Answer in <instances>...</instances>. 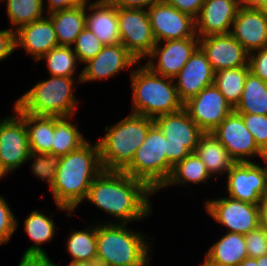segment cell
<instances>
[{
  "instance_id": "cell-5",
  "label": "cell",
  "mask_w": 267,
  "mask_h": 266,
  "mask_svg": "<svg viewBox=\"0 0 267 266\" xmlns=\"http://www.w3.org/2000/svg\"><path fill=\"white\" fill-rule=\"evenodd\" d=\"M153 124L154 119L129 112L120 121L107 125L105 135L98 141L103 169L124 172Z\"/></svg>"
},
{
  "instance_id": "cell-12",
  "label": "cell",
  "mask_w": 267,
  "mask_h": 266,
  "mask_svg": "<svg viewBox=\"0 0 267 266\" xmlns=\"http://www.w3.org/2000/svg\"><path fill=\"white\" fill-rule=\"evenodd\" d=\"M212 133L228 150L235 162H257L259 158L267 159V155L257 146L253 135L245 126L241 114L234 110Z\"/></svg>"
},
{
  "instance_id": "cell-55",
  "label": "cell",
  "mask_w": 267,
  "mask_h": 266,
  "mask_svg": "<svg viewBox=\"0 0 267 266\" xmlns=\"http://www.w3.org/2000/svg\"><path fill=\"white\" fill-rule=\"evenodd\" d=\"M87 1H92V0H87ZM94 1H104V2H109L110 0H94Z\"/></svg>"
},
{
  "instance_id": "cell-36",
  "label": "cell",
  "mask_w": 267,
  "mask_h": 266,
  "mask_svg": "<svg viewBox=\"0 0 267 266\" xmlns=\"http://www.w3.org/2000/svg\"><path fill=\"white\" fill-rule=\"evenodd\" d=\"M61 157V155L54 153L31 152L25 164L30 162L29 167L32 175L38 180L46 182L50 189L54 183L56 170L60 165Z\"/></svg>"
},
{
  "instance_id": "cell-34",
  "label": "cell",
  "mask_w": 267,
  "mask_h": 266,
  "mask_svg": "<svg viewBox=\"0 0 267 266\" xmlns=\"http://www.w3.org/2000/svg\"><path fill=\"white\" fill-rule=\"evenodd\" d=\"M40 61H46L49 76L81 77V70L79 73L77 70L79 62L71 46H57L37 60Z\"/></svg>"
},
{
  "instance_id": "cell-45",
  "label": "cell",
  "mask_w": 267,
  "mask_h": 266,
  "mask_svg": "<svg viewBox=\"0 0 267 266\" xmlns=\"http://www.w3.org/2000/svg\"><path fill=\"white\" fill-rule=\"evenodd\" d=\"M17 266H58L49 255H22Z\"/></svg>"
},
{
  "instance_id": "cell-3",
  "label": "cell",
  "mask_w": 267,
  "mask_h": 266,
  "mask_svg": "<svg viewBox=\"0 0 267 266\" xmlns=\"http://www.w3.org/2000/svg\"><path fill=\"white\" fill-rule=\"evenodd\" d=\"M128 225L96 220V261L101 266H148L154 248L151 236Z\"/></svg>"
},
{
  "instance_id": "cell-37",
  "label": "cell",
  "mask_w": 267,
  "mask_h": 266,
  "mask_svg": "<svg viewBox=\"0 0 267 266\" xmlns=\"http://www.w3.org/2000/svg\"><path fill=\"white\" fill-rule=\"evenodd\" d=\"M104 46L94 33L85 27L71 47L79 64L83 66V64L93 59Z\"/></svg>"
},
{
  "instance_id": "cell-11",
  "label": "cell",
  "mask_w": 267,
  "mask_h": 266,
  "mask_svg": "<svg viewBox=\"0 0 267 266\" xmlns=\"http://www.w3.org/2000/svg\"><path fill=\"white\" fill-rule=\"evenodd\" d=\"M117 17L121 44L143 63L156 45L147 9L117 8Z\"/></svg>"
},
{
  "instance_id": "cell-53",
  "label": "cell",
  "mask_w": 267,
  "mask_h": 266,
  "mask_svg": "<svg viewBox=\"0 0 267 266\" xmlns=\"http://www.w3.org/2000/svg\"><path fill=\"white\" fill-rule=\"evenodd\" d=\"M258 10L262 11L267 15V0H264L262 5L258 8Z\"/></svg>"
},
{
  "instance_id": "cell-39",
  "label": "cell",
  "mask_w": 267,
  "mask_h": 266,
  "mask_svg": "<svg viewBox=\"0 0 267 266\" xmlns=\"http://www.w3.org/2000/svg\"><path fill=\"white\" fill-rule=\"evenodd\" d=\"M241 114L245 126L253 135L257 146L267 155V115Z\"/></svg>"
},
{
  "instance_id": "cell-15",
  "label": "cell",
  "mask_w": 267,
  "mask_h": 266,
  "mask_svg": "<svg viewBox=\"0 0 267 266\" xmlns=\"http://www.w3.org/2000/svg\"><path fill=\"white\" fill-rule=\"evenodd\" d=\"M189 117L205 132H212L234 109L212 84L183 103Z\"/></svg>"
},
{
  "instance_id": "cell-14",
  "label": "cell",
  "mask_w": 267,
  "mask_h": 266,
  "mask_svg": "<svg viewBox=\"0 0 267 266\" xmlns=\"http://www.w3.org/2000/svg\"><path fill=\"white\" fill-rule=\"evenodd\" d=\"M139 61L119 43L106 45L91 60L86 62L81 69V83L104 81L111 79L125 70H129V76ZM132 69V70H131Z\"/></svg>"
},
{
  "instance_id": "cell-26",
  "label": "cell",
  "mask_w": 267,
  "mask_h": 266,
  "mask_svg": "<svg viewBox=\"0 0 267 266\" xmlns=\"http://www.w3.org/2000/svg\"><path fill=\"white\" fill-rule=\"evenodd\" d=\"M46 16L53 24L59 46H72L77 36L86 27L85 4L53 11Z\"/></svg>"
},
{
  "instance_id": "cell-51",
  "label": "cell",
  "mask_w": 267,
  "mask_h": 266,
  "mask_svg": "<svg viewBox=\"0 0 267 266\" xmlns=\"http://www.w3.org/2000/svg\"><path fill=\"white\" fill-rule=\"evenodd\" d=\"M199 266H225L222 264H218L213 262L212 260L208 259L206 256L204 257V261L201 263L199 262Z\"/></svg>"
},
{
  "instance_id": "cell-35",
  "label": "cell",
  "mask_w": 267,
  "mask_h": 266,
  "mask_svg": "<svg viewBox=\"0 0 267 266\" xmlns=\"http://www.w3.org/2000/svg\"><path fill=\"white\" fill-rule=\"evenodd\" d=\"M249 66L224 69L215 72L214 85L234 109L239 103Z\"/></svg>"
},
{
  "instance_id": "cell-18",
  "label": "cell",
  "mask_w": 267,
  "mask_h": 266,
  "mask_svg": "<svg viewBox=\"0 0 267 266\" xmlns=\"http://www.w3.org/2000/svg\"><path fill=\"white\" fill-rule=\"evenodd\" d=\"M199 47L215 72L248 65L249 53L231 33L200 37Z\"/></svg>"
},
{
  "instance_id": "cell-20",
  "label": "cell",
  "mask_w": 267,
  "mask_h": 266,
  "mask_svg": "<svg viewBox=\"0 0 267 266\" xmlns=\"http://www.w3.org/2000/svg\"><path fill=\"white\" fill-rule=\"evenodd\" d=\"M239 8V0H204L195 18V32L200 37L230 33Z\"/></svg>"
},
{
  "instance_id": "cell-21",
  "label": "cell",
  "mask_w": 267,
  "mask_h": 266,
  "mask_svg": "<svg viewBox=\"0 0 267 266\" xmlns=\"http://www.w3.org/2000/svg\"><path fill=\"white\" fill-rule=\"evenodd\" d=\"M230 33L249 54L267 47V15L239 7Z\"/></svg>"
},
{
  "instance_id": "cell-25",
  "label": "cell",
  "mask_w": 267,
  "mask_h": 266,
  "mask_svg": "<svg viewBox=\"0 0 267 266\" xmlns=\"http://www.w3.org/2000/svg\"><path fill=\"white\" fill-rule=\"evenodd\" d=\"M195 153L205 164L212 178H218L219 176L223 178L235 163L228 150L212 132L204 133L200 137Z\"/></svg>"
},
{
  "instance_id": "cell-32",
  "label": "cell",
  "mask_w": 267,
  "mask_h": 266,
  "mask_svg": "<svg viewBox=\"0 0 267 266\" xmlns=\"http://www.w3.org/2000/svg\"><path fill=\"white\" fill-rule=\"evenodd\" d=\"M234 111L267 115V82L249 72L245 79L241 99Z\"/></svg>"
},
{
  "instance_id": "cell-29",
  "label": "cell",
  "mask_w": 267,
  "mask_h": 266,
  "mask_svg": "<svg viewBox=\"0 0 267 266\" xmlns=\"http://www.w3.org/2000/svg\"><path fill=\"white\" fill-rule=\"evenodd\" d=\"M213 178L208 173L205 164L198 157V155L193 152L187 155L183 160L177 163L171 172V175L163 187L159 190L169 189L170 187H184L189 188L192 185L198 184H209L208 180ZM191 183V184H190Z\"/></svg>"
},
{
  "instance_id": "cell-31",
  "label": "cell",
  "mask_w": 267,
  "mask_h": 266,
  "mask_svg": "<svg viewBox=\"0 0 267 266\" xmlns=\"http://www.w3.org/2000/svg\"><path fill=\"white\" fill-rule=\"evenodd\" d=\"M87 226L81 230L71 228L65 240L66 251L71 256L70 261H96L97 259L96 221Z\"/></svg>"
},
{
  "instance_id": "cell-16",
  "label": "cell",
  "mask_w": 267,
  "mask_h": 266,
  "mask_svg": "<svg viewBox=\"0 0 267 266\" xmlns=\"http://www.w3.org/2000/svg\"><path fill=\"white\" fill-rule=\"evenodd\" d=\"M154 39L157 42L194 37L195 18L163 0L147 9Z\"/></svg>"
},
{
  "instance_id": "cell-7",
  "label": "cell",
  "mask_w": 267,
  "mask_h": 266,
  "mask_svg": "<svg viewBox=\"0 0 267 266\" xmlns=\"http://www.w3.org/2000/svg\"><path fill=\"white\" fill-rule=\"evenodd\" d=\"M166 138L154 123L137 149L133 162L124 171L132 178L143 181L154 193L169 179L173 166L166 157Z\"/></svg>"
},
{
  "instance_id": "cell-1",
  "label": "cell",
  "mask_w": 267,
  "mask_h": 266,
  "mask_svg": "<svg viewBox=\"0 0 267 266\" xmlns=\"http://www.w3.org/2000/svg\"><path fill=\"white\" fill-rule=\"evenodd\" d=\"M155 194L143 181L125 172L103 170L92 181L84 203L89 202L112 218L100 223L132 224L152 215L150 198Z\"/></svg>"
},
{
  "instance_id": "cell-44",
  "label": "cell",
  "mask_w": 267,
  "mask_h": 266,
  "mask_svg": "<svg viewBox=\"0 0 267 266\" xmlns=\"http://www.w3.org/2000/svg\"><path fill=\"white\" fill-rule=\"evenodd\" d=\"M86 2L87 0H43V7L45 13L48 14L57 10L75 8L85 4Z\"/></svg>"
},
{
  "instance_id": "cell-4",
  "label": "cell",
  "mask_w": 267,
  "mask_h": 266,
  "mask_svg": "<svg viewBox=\"0 0 267 266\" xmlns=\"http://www.w3.org/2000/svg\"><path fill=\"white\" fill-rule=\"evenodd\" d=\"M131 112L155 119L183 108L172 78L154 73L139 62L129 77Z\"/></svg>"
},
{
  "instance_id": "cell-50",
  "label": "cell",
  "mask_w": 267,
  "mask_h": 266,
  "mask_svg": "<svg viewBox=\"0 0 267 266\" xmlns=\"http://www.w3.org/2000/svg\"><path fill=\"white\" fill-rule=\"evenodd\" d=\"M238 266H258L256 258H245Z\"/></svg>"
},
{
  "instance_id": "cell-48",
  "label": "cell",
  "mask_w": 267,
  "mask_h": 266,
  "mask_svg": "<svg viewBox=\"0 0 267 266\" xmlns=\"http://www.w3.org/2000/svg\"><path fill=\"white\" fill-rule=\"evenodd\" d=\"M264 0H239V7L245 9H258Z\"/></svg>"
},
{
  "instance_id": "cell-17",
  "label": "cell",
  "mask_w": 267,
  "mask_h": 266,
  "mask_svg": "<svg viewBox=\"0 0 267 266\" xmlns=\"http://www.w3.org/2000/svg\"><path fill=\"white\" fill-rule=\"evenodd\" d=\"M198 46L197 35L180 40L157 42L144 64L154 73L173 79Z\"/></svg>"
},
{
  "instance_id": "cell-24",
  "label": "cell",
  "mask_w": 267,
  "mask_h": 266,
  "mask_svg": "<svg viewBox=\"0 0 267 266\" xmlns=\"http://www.w3.org/2000/svg\"><path fill=\"white\" fill-rule=\"evenodd\" d=\"M46 211L32 210L28 213L24 220V231L27 234L32 245L27 247L22 255H48L42 245L51 242L55 238L57 232L56 224L54 223L55 213L48 215Z\"/></svg>"
},
{
  "instance_id": "cell-22",
  "label": "cell",
  "mask_w": 267,
  "mask_h": 266,
  "mask_svg": "<svg viewBox=\"0 0 267 266\" xmlns=\"http://www.w3.org/2000/svg\"><path fill=\"white\" fill-rule=\"evenodd\" d=\"M15 43L16 50H24L35 64L44 54L59 46L53 24L47 16L15 31Z\"/></svg>"
},
{
  "instance_id": "cell-41",
  "label": "cell",
  "mask_w": 267,
  "mask_h": 266,
  "mask_svg": "<svg viewBox=\"0 0 267 266\" xmlns=\"http://www.w3.org/2000/svg\"><path fill=\"white\" fill-rule=\"evenodd\" d=\"M248 66L253 75L267 82V47L250 53Z\"/></svg>"
},
{
  "instance_id": "cell-28",
  "label": "cell",
  "mask_w": 267,
  "mask_h": 266,
  "mask_svg": "<svg viewBox=\"0 0 267 266\" xmlns=\"http://www.w3.org/2000/svg\"><path fill=\"white\" fill-rule=\"evenodd\" d=\"M204 256L218 264L238 266L248 257L245 236L226 232L211 244Z\"/></svg>"
},
{
  "instance_id": "cell-19",
  "label": "cell",
  "mask_w": 267,
  "mask_h": 266,
  "mask_svg": "<svg viewBox=\"0 0 267 266\" xmlns=\"http://www.w3.org/2000/svg\"><path fill=\"white\" fill-rule=\"evenodd\" d=\"M215 71L198 46L180 72L173 78L179 99L185 103L205 87L214 84Z\"/></svg>"
},
{
  "instance_id": "cell-54",
  "label": "cell",
  "mask_w": 267,
  "mask_h": 266,
  "mask_svg": "<svg viewBox=\"0 0 267 266\" xmlns=\"http://www.w3.org/2000/svg\"><path fill=\"white\" fill-rule=\"evenodd\" d=\"M9 176L8 173L5 171V169L2 167L0 162V180H2L3 177Z\"/></svg>"
},
{
  "instance_id": "cell-47",
  "label": "cell",
  "mask_w": 267,
  "mask_h": 266,
  "mask_svg": "<svg viewBox=\"0 0 267 266\" xmlns=\"http://www.w3.org/2000/svg\"><path fill=\"white\" fill-rule=\"evenodd\" d=\"M260 227L267 231V198L264 197L258 205Z\"/></svg>"
},
{
  "instance_id": "cell-33",
  "label": "cell",
  "mask_w": 267,
  "mask_h": 266,
  "mask_svg": "<svg viewBox=\"0 0 267 266\" xmlns=\"http://www.w3.org/2000/svg\"><path fill=\"white\" fill-rule=\"evenodd\" d=\"M1 2H5V15L10 21L9 29L14 32L46 16L43 0H2Z\"/></svg>"
},
{
  "instance_id": "cell-27",
  "label": "cell",
  "mask_w": 267,
  "mask_h": 266,
  "mask_svg": "<svg viewBox=\"0 0 267 266\" xmlns=\"http://www.w3.org/2000/svg\"><path fill=\"white\" fill-rule=\"evenodd\" d=\"M14 109L25 121L30 152L51 153L55 116H36L23 112L15 103Z\"/></svg>"
},
{
  "instance_id": "cell-23",
  "label": "cell",
  "mask_w": 267,
  "mask_h": 266,
  "mask_svg": "<svg viewBox=\"0 0 267 266\" xmlns=\"http://www.w3.org/2000/svg\"><path fill=\"white\" fill-rule=\"evenodd\" d=\"M86 28L106 46L121 43L117 7L110 2L87 1L85 3Z\"/></svg>"
},
{
  "instance_id": "cell-49",
  "label": "cell",
  "mask_w": 267,
  "mask_h": 266,
  "mask_svg": "<svg viewBox=\"0 0 267 266\" xmlns=\"http://www.w3.org/2000/svg\"><path fill=\"white\" fill-rule=\"evenodd\" d=\"M67 266H101V265L97 261H70L69 264H67Z\"/></svg>"
},
{
  "instance_id": "cell-30",
  "label": "cell",
  "mask_w": 267,
  "mask_h": 266,
  "mask_svg": "<svg viewBox=\"0 0 267 266\" xmlns=\"http://www.w3.org/2000/svg\"><path fill=\"white\" fill-rule=\"evenodd\" d=\"M74 115L55 116V127L53 140L51 143V153L67 155L73 150L78 149L87 140L80 131L78 123H73Z\"/></svg>"
},
{
  "instance_id": "cell-43",
  "label": "cell",
  "mask_w": 267,
  "mask_h": 266,
  "mask_svg": "<svg viewBox=\"0 0 267 266\" xmlns=\"http://www.w3.org/2000/svg\"><path fill=\"white\" fill-rule=\"evenodd\" d=\"M165 3L172 5L176 9L193 18H196L202 8L204 0H163Z\"/></svg>"
},
{
  "instance_id": "cell-38",
  "label": "cell",
  "mask_w": 267,
  "mask_h": 266,
  "mask_svg": "<svg viewBox=\"0 0 267 266\" xmlns=\"http://www.w3.org/2000/svg\"><path fill=\"white\" fill-rule=\"evenodd\" d=\"M16 217L6 197L0 195V247L7 244L17 232L20 223Z\"/></svg>"
},
{
  "instance_id": "cell-40",
  "label": "cell",
  "mask_w": 267,
  "mask_h": 266,
  "mask_svg": "<svg viewBox=\"0 0 267 266\" xmlns=\"http://www.w3.org/2000/svg\"><path fill=\"white\" fill-rule=\"evenodd\" d=\"M248 257L258 258L267 255V231L261 227L245 234Z\"/></svg>"
},
{
  "instance_id": "cell-6",
  "label": "cell",
  "mask_w": 267,
  "mask_h": 266,
  "mask_svg": "<svg viewBox=\"0 0 267 266\" xmlns=\"http://www.w3.org/2000/svg\"><path fill=\"white\" fill-rule=\"evenodd\" d=\"M77 84L81 85V77L48 76L37 81L14 103L23 112L36 116L77 117L80 103L74 93Z\"/></svg>"
},
{
  "instance_id": "cell-8",
  "label": "cell",
  "mask_w": 267,
  "mask_h": 266,
  "mask_svg": "<svg viewBox=\"0 0 267 266\" xmlns=\"http://www.w3.org/2000/svg\"><path fill=\"white\" fill-rule=\"evenodd\" d=\"M154 123L166 138L165 153L167 161L173 167L187 155L195 152L200 137L205 133L184 108L156 117Z\"/></svg>"
},
{
  "instance_id": "cell-2",
  "label": "cell",
  "mask_w": 267,
  "mask_h": 266,
  "mask_svg": "<svg viewBox=\"0 0 267 266\" xmlns=\"http://www.w3.org/2000/svg\"><path fill=\"white\" fill-rule=\"evenodd\" d=\"M87 140L78 149L61 157L52 187L49 189L56 210L69 218L83 204L92 181L104 170L100 147Z\"/></svg>"
},
{
  "instance_id": "cell-10",
  "label": "cell",
  "mask_w": 267,
  "mask_h": 266,
  "mask_svg": "<svg viewBox=\"0 0 267 266\" xmlns=\"http://www.w3.org/2000/svg\"><path fill=\"white\" fill-rule=\"evenodd\" d=\"M204 209L226 232L247 234L260 227L259 207L228 196L207 198Z\"/></svg>"
},
{
  "instance_id": "cell-46",
  "label": "cell",
  "mask_w": 267,
  "mask_h": 266,
  "mask_svg": "<svg viewBox=\"0 0 267 266\" xmlns=\"http://www.w3.org/2000/svg\"><path fill=\"white\" fill-rule=\"evenodd\" d=\"M160 1L162 0H110L109 2L117 8L148 9Z\"/></svg>"
},
{
  "instance_id": "cell-52",
  "label": "cell",
  "mask_w": 267,
  "mask_h": 266,
  "mask_svg": "<svg viewBox=\"0 0 267 266\" xmlns=\"http://www.w3.org/2000/svg\"><path fill=\"white\" fill-rule=\"evenodd\" d=\"M257 259L258 266H267V255L260 256Z\"/></svg>"
},
{
  "instance_id": "cell-9",
  "label": "cell",
  "mask_w": 267,
  "mask_h": 266,
  "mask_svg": "<svg viewBox=\"0 0 267 266\" xmlns=\"http://www.w3.org/2000/svg\"><path fill=\"white\" fill-rule=\"evenodd\" d=\"M260 163L235 162L225 174L226 196L259 205L267 195V159Z\"/></svg>"
},
{
  "instance_id": "cell-42",
  "label": "cell",
  "mask_w": 267,
  "mask_h": 266,
  "mask_svg": "<svg viewBox=\"0 0 267 266\" xmlns=\"http://www.w3.org/2000/svg\"><path fill=\"white\" fill-rule=\"evenodd\" d=\"M15 32L9 28L0 29V62H4L6 58L15 53Z\"/></svg>"
},
{
  "instance_id": "cell-13",
  "label": "cell",
  "mask_w": 267,
  "mask_h": 266,
  "mask_svg": "<svg viewBox=\"0 0 267 266\" xmlns=\"http://www.w3.org/2000/svg\"><path fill=\"white\" fill-rule=\"evenodd\" d=\"M12 112L0 119V162L9 175L24 166L31 153L25 121Z\"/></svg>"
}]
</instances>
